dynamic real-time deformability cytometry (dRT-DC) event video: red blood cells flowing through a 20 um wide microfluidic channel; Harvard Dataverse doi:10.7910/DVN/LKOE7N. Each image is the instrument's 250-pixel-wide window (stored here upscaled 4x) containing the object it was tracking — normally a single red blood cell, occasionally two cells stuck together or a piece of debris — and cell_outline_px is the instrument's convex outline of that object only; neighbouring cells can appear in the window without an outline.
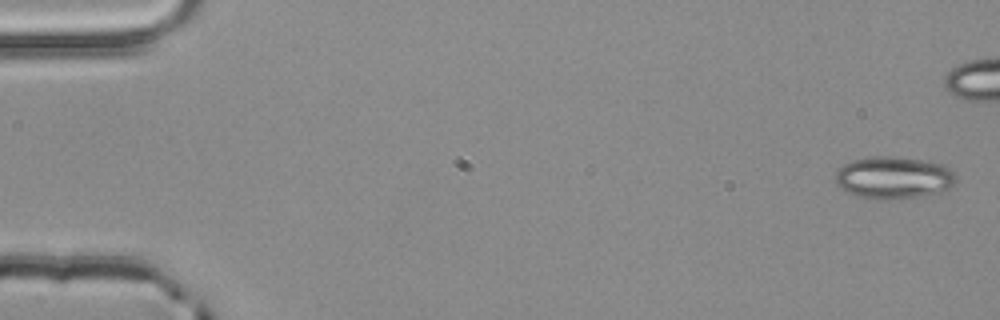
{"species": "common noctule bat (a hibernating species)", "species_latin": "Nyctalus noctula", "temperature_condition": "room temperature", "stored_images_in_passage": 6, "camera_frame_rate_fps": 3000, "um_per_image_px": 0.085, "animal": {"sex": "male", "body_mass_g": 20.4}, "frame": {"image": 1, "passage_image": 1, "time_ms": 0.0, "image_size_px": [1000, 320], "cell_outline_px": [[956, 180], [948, 188], [936, 192], [920, 196], [888, 200], [860, 196], [840, 188], [836, 184], [836, 172], [844, 164], [856, 160], [872, 156], [892, 156], [928, 160], [944, 164], [956, 172]], "centroid_in_image_um": [76.0, 15.07], "position_along_channel_um": 9.0, "area_um2": 29.54}}
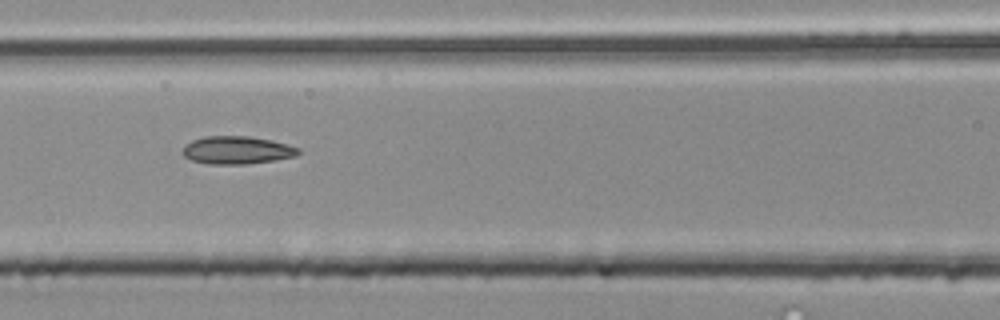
{"frame": {"image": 2, "passage_image": 6, "time_ms": 1.667, "image_size_px": [1000, 320], "cell_outline_px": [[300, 152], [296, 156], [276, 160], [248, 164], [208, 164], [192, 160], [184, 156], [184, 144], [192, 140], [204, 136], [248, 136], [272, 140], [288, 144], [300, 148]], "centroid_in_image_um": [20.17, 12.76], "position_along_channel_um": 146.4, "area_um2": 18.9}}